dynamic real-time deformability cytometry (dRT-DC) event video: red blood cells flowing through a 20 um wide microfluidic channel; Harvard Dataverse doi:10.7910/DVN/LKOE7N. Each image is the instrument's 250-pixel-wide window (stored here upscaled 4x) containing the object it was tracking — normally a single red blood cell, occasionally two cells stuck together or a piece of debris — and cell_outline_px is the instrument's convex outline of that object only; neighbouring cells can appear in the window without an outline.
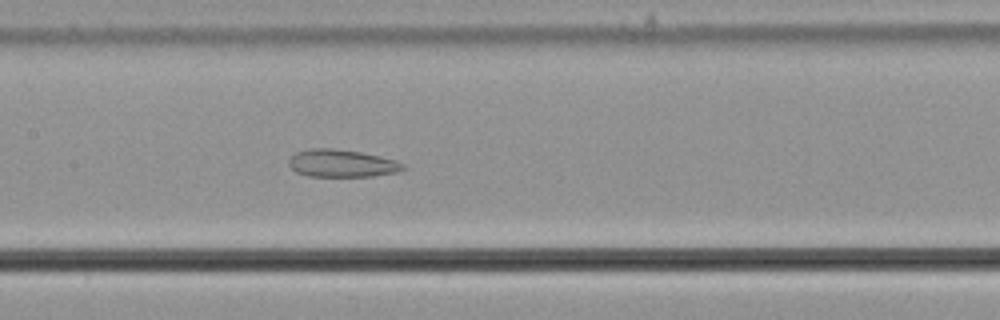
{"species": "common noctule bat (a hibernating species)", "species_latin": "Nyctalus noctula", "temperature_condition": "cold", "stored_images_in_passage": 58, "camera_frame_rate_fps": 3000, "um_per_image_px": 0.085, "animal": {"sex": "male", "body_mass_g": 21.5, "forearm_length_mm": 52.0}, "frame": {"image": 1, "passage_image": 29, "time_ms": 9.333, "image_size_px": [1000, 320], "cell_outline_px": [[408, 168], [400, 172], [372, 176], [308, 176], [296, 172], [288, 164], [288, 160], [296, 152], [312, 148], [332, 148], [360, 152], [380, 156], [396, 160], [404, 164]], "centroid_in_image_um": [29.09, 13.88], "position_along_channel_um": 178.3, "area_um2": 18.44}}
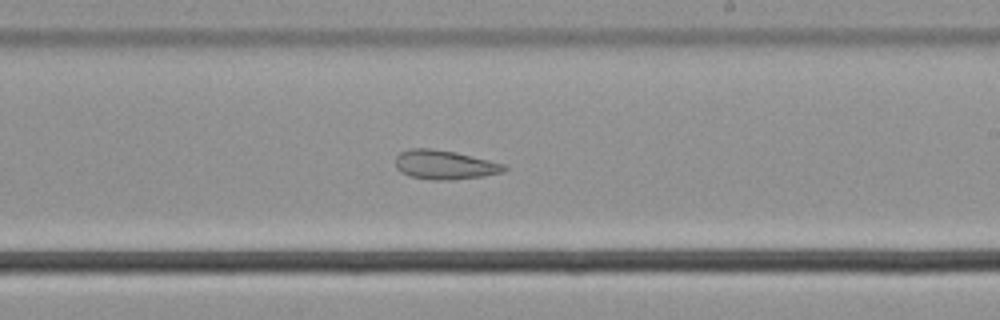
{"frame": {"image": 2, "passage_image": 35, "time_ms": 11.333, "image_size_px": [1000, 320], "cell_outline_px": [[508, 168], [504, 172], [484, 176], [452, 180], [432, 180], [408, 176], [400, 172], [396, 168], [396, 156], [400, 152], [412, 148], [432, 148], [456, 152], [504, 164]], "centroid_in_image_um": [37.78, 14.01], "position_along_channel_um": 251.2, "area_um2": 18.61}}
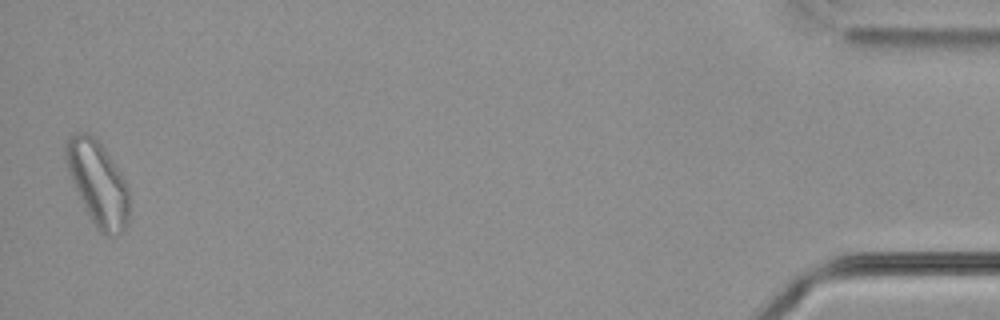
{"frame": {"image": 3, "passage_image": 57, "time_ms": 18.667, "image_size_px": [1000, 320], "cell_outline_px": [[128, 220], [124, 228], [120, 232], [108, 236], [100, 232], [96, 228], [72, 180], [64, 156], [64, 148], [68, 140], [76, 132], [88, 132], [100, 144], [124, 180], [128, 188]], "centroid_in_image_um": [8.3, 15.57], "position_along_channel_um": 426.9, "area_um2": 29.82}, "authors_computed_cell_mechanics": {"area_um2": 25.2586, "velocity_mm_per_s": 3.6533, "shape_relaxation_time_tau1_ms": null, "shape_relaxation_time_tau2_ms": 1.4265, "deformation_change_tau1": null, "deformation_change_tau2": 0.0821}}